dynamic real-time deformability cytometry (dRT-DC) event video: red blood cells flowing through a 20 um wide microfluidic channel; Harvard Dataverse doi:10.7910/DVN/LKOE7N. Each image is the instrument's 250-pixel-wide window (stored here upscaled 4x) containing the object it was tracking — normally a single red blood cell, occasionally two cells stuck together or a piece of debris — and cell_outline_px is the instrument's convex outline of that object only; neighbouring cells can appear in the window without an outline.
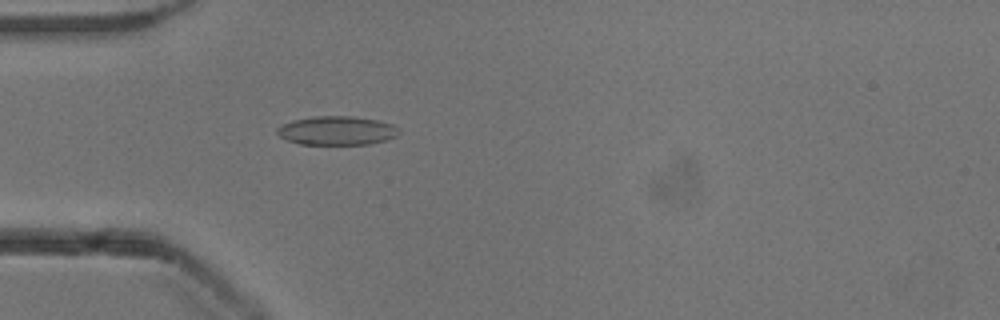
{"species": "common noctule bat (a hibernating species)", "species_latin": "Nyctalus noctula", "temperature_condition": "cold", "stored_images_in_passage": 53, "camera_frame_rate_fps": 3000, "um_per_image_px": 0.085, "animal": {"sex": "male", "body_mass_g": 13.3}, "frame": {"image": 1, "passage_image": 16, "time_ms": 5.0, "image_size_px": [1000, 320], "cell_outline_px": [[400, 132], [396, 136], [388, 140], [368, 144], [300, 144], [288, 140], [280, 136], [276, 132], [276, 128], [292, 120], [312, 116], [352, 116], [376, 120], [392, 124], [400, 128]], "centroid_in_image_um": [28.65, 11.1], "position_along_channel_um": 56.3, "area_um2": 20.52}}
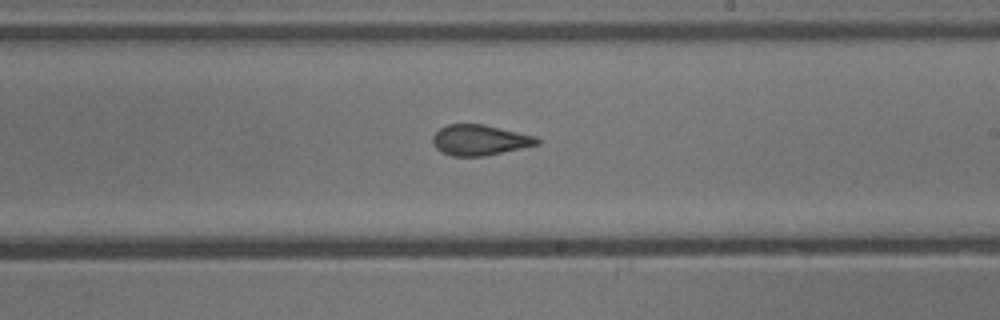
{"frame": {"image": 2, "passage_image": 31, "time_ms": 10.0, "image_size_px": [1000, 320], "cell_outline_px": [[540, 144], [484, 156], [452, 156], [440, 152], [436, 148], [432, 140], [432, 136], [440, 128], [448, 124], [484, 124], [536, 136], [540, 140]], "centroid_in_image_um": [40.77, 11.9], "position_along_channel_um": 248.2, "area_um2": 18.61}}
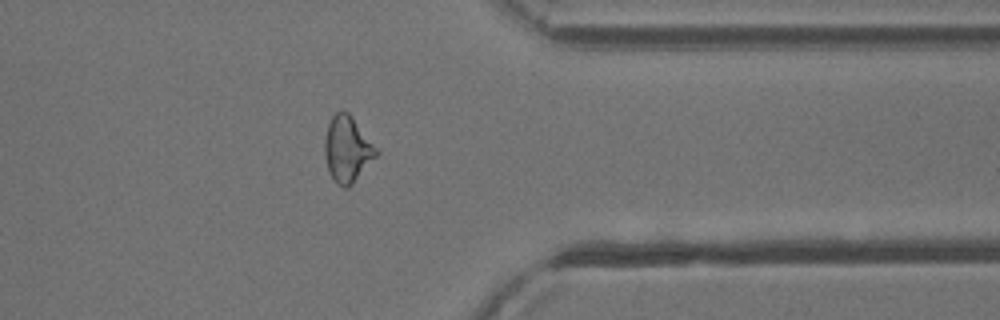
{"frame": {"image": 3, "passage_image": 42, "time_ms": 13.667, "image_size_px": [1000, 320], "cell_outline_px": [[380, 152], [352, 184], [348, 188], [344, 188], [336, 184], [328, 168], [324, 156], [324, 140], [328, 124], [332, 116], [336, 112], [348, 112], [352, 116]], "centroid_in_image_um": [29.52, 12.69], "position_along_channel_um": 381.9, "area_um2": 19.71}, "authors_computed_cell_mechanics": {"area_um2": 20.0566, "velocity_mm_per_s": 3.9256, "shape_relaxation_time_tau1_ms": 7.7668, "shape_relaxation_time_tau2_ms": 1.521, "deformation_change_tau1": 0.1513, "deformation_change_tau2": 0.0654}}